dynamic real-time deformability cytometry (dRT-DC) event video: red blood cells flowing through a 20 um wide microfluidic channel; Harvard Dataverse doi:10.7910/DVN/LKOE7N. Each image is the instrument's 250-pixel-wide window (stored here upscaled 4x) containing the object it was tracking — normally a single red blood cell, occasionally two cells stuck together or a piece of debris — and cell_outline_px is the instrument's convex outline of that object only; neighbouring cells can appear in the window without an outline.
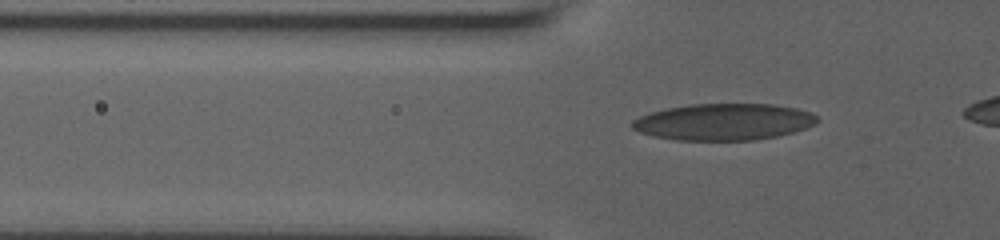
{"species": "human", "species_latin": "Homo sapiens", "temperature_condition": "room temperature", "stored_images_in_passage": 40, "camera_frame_rate_fps": 3000, "um_per_image_px": 0.085, "donor": {"sex": "male"}, "frame": {"image": 1, "passage_image": 8, "time_ms": 2.333, "image_size_px": [1000, 240], "cell_outline_px": [[820, 120], [816, 124], [792, 132], [776, 136], [756, 140], [676, 140], [652, 136], [640, 132], [632, 128], [632, 120], [640, 116], [652, 112], [668, 108], [692, 104], [772, 104], [796, 108], [808, 112], [816, 116]], "centroid_in_image_um": [61.51, 10.36], "position_along_channel_um": 64.3, "area_um2": 39.3}}
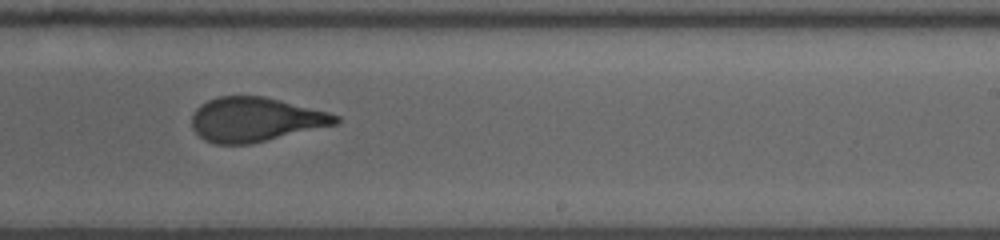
{"frame": {"image": 2, "passage_image": 25, "time_ms": 8.0, "image_size_px": [1000, 240], "cell_outline_px": [[340, 120], [336, 124], [248, 144], [216, 144], [204, 140], [192, 128], [192, 116], [196, 108], [200, 104], [208, 100], [220, 96], [264, 96], [328, 112], [340, 116]], "centroid_in_image_um": [21.67, 10.15], "position_along_channel_um": 267.3, "area_um2": 36.76}}
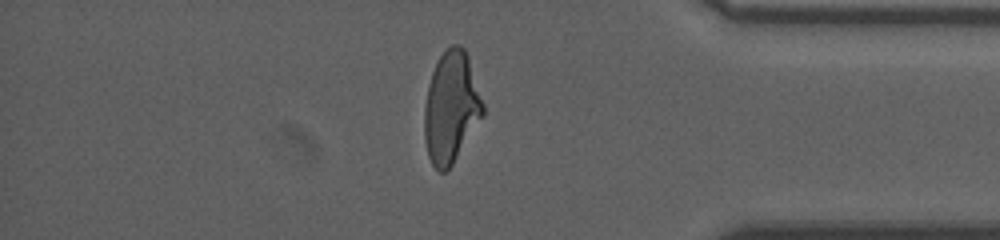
{"frame": {"image": 3, "passage_image": 37, "time_ms": 12.0, "image_size_px": [1000, 240], "cell_outline_px": [[484, 116], [452, 164], [444, 172], [440, 172], [432, 164], [428, 156], [424, 140], [424, 108], [428, 84], [432, 72], [440, 56], [452, 44], [460, 44], [464, 48], [468, 56], [484, 104]], "centroid_in_image_um": [38.35, 9.13], "position_along_channel_um": 396.9, "area_um2": 37.97}}